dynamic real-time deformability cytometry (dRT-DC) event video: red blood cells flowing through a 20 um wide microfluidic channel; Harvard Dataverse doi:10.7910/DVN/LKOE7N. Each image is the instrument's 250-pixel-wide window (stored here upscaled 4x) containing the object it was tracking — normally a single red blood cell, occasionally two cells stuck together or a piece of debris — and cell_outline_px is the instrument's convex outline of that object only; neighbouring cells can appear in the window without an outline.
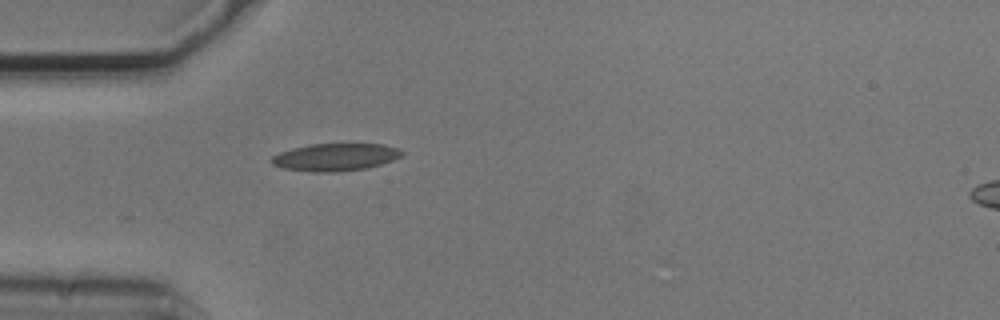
{"species": "common noctule bat (a hibernating species)", "species_latin": "Nyctalus noctula", "temperature_condition": "cold", "stored_images_in_passage": 39, "camera_frame_rate_fps": 3000, "um_per_image_px": 0.085, "animal": {"sex": "male", "body_mass_g": 20.5, "forearm_length_mm": 52.5}, "frame": {"image": 1, "passage_image": 1, "time_ms": 0.0, "image_size_px": [1000, 320], "cell_outline_px": [[404, 152], [400, 156], [392, 160], [368, 168], [336, 172], [308, 172], [284, 168], [272, 164], [268, 160], [272, 156], [280, 152], [292, 148], [312, 144], [384, 144], [396, 148]], "centroid_in_image_um": [28.46, 13.36], "position_along_channel_um": 56.5, "area_um2": 20.87}}
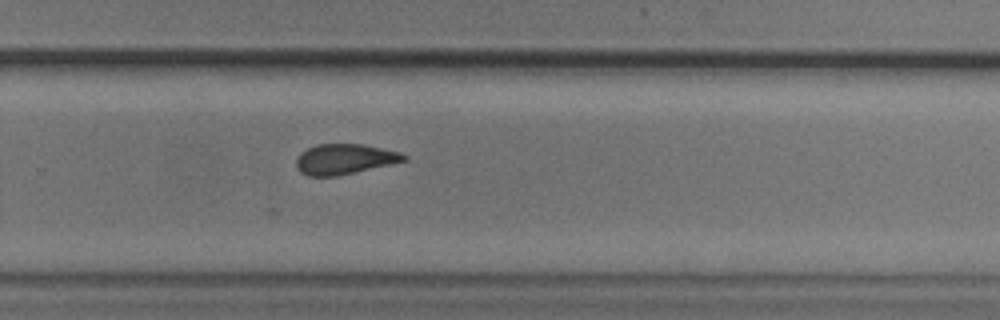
{"frame": {"image": 2, "passage_image": 21, "time_ms": 6.667, "image_size_px": [1000, 320], "cell_outline_px": [[408, 160], [392, 164], [336, 176], [308, 176], [300, 172], [296, 168], [296, 160], [300, 152], [316, 144], [364, 144], [400, 152], [408, 156]], "centroid_in_image_um": [29.29, 13.52], "position_along_channel_um": 300.5, "area_um2": 19.13}}
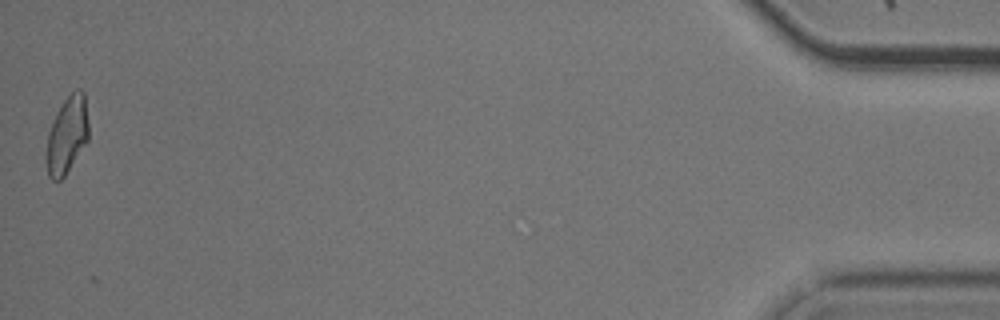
{"frame": {"image": 3, "passage_image": 39, "time_ms": 12.667, "image_size_px": [1000, 320], "cell_outline_px": [[88, 140], [64, 176], [60, 180], [52, 180], [48, 176], [44, 160], [44, 156], [48, 132], [52, 120], [56, 112], [64, 100], [76, 88], [80, 88], [84, 92], [88, 124]], "centroid_in_image_um": [5.66, 11.49], "position_along_channel_um": 429.5, "area_um2": 19.25}, "authors_computed_cell_mechanics": {"area_um2": 19.4786, "velocity_mm_per_s": 3.7244, "shape_relaxation_time_tau1_ms": 5.6026, "shape_relaxation_time_tau2_ms": 2.6059, "deformation_change_tau1": 0.1616, "deformation_change_tau2": 0.1118}}